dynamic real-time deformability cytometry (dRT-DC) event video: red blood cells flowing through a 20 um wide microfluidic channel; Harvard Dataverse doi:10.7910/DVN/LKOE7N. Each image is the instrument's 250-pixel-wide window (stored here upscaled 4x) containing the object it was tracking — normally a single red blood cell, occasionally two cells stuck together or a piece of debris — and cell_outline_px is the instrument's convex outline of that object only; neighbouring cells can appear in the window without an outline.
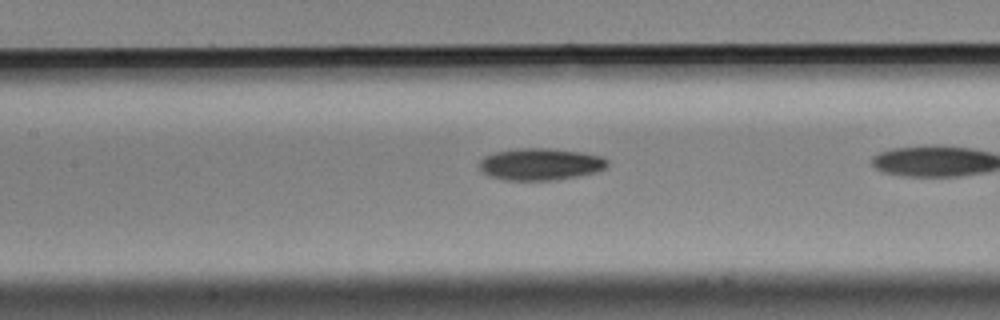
{"species": "Egyptian fruit bat (a non-hibernating species)", "species_latin": "Rousettus aegyptiacus", "temperature_condition": "cold", "stored_images_in_passage": 24, "camera_frame_rate_fps": 3000, "um_per_image_px": 0.085, "animal": {"sex": "male"}, "frame": {"image": 1, "passage_image": 23, "time_ms": 7.333, "image_size_px": [1000, 320], "cell_outline_px": [[608, 168], [596, 172], [556, 180], [504, 180], [488, 176], [480, 172], [480, 160], [484, 156], [492, 152], [520, 148], [548, 148], [580, 152], [600, 156], [608, 160]], "centroid_in_image_um": [45.9, 13.96], "position_along_channel_um": 161.5, "area_um2": 24.04}}